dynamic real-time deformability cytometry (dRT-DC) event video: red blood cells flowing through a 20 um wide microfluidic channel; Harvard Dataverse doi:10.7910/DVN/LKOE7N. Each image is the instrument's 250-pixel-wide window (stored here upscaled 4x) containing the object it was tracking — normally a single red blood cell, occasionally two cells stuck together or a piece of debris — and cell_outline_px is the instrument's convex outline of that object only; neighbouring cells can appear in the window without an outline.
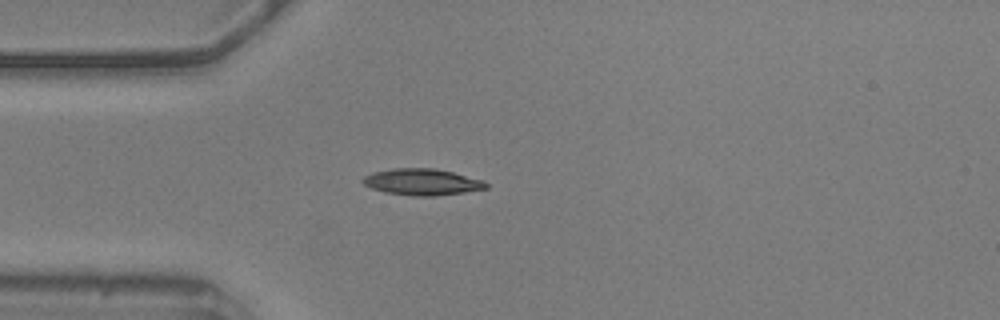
{"species": "common noctule bat (a hibernating species)", "species_latin": "Nyctalus noctula", "temperature_condition": "warm", "stored_images_in_passage": 3, "camera_frame_rate_fps": 3000, "um_per_image_px": 0.085, "animal": {"sex": "male", "body_mass_g": 20.5, "forearm_length_mm": 52.5}, "frame": {"image": 1, "passage_image": 1, "time_ms": 0.0, "image_size_px": [1000, 320], "cell_outline_px": [[488, 188], [464, 192], [436, 196], [412, 196], [384, 192], [372, 188], [364, 184], [360, 180], [364, 176], [372, 172], [392, 168], [432, 168], [452, 172], [484, 180], [488, 184]], "centroid_in_image_um": [35.86, 15.47], "position_along_channel_um": 49.1, "area_um2": 19.07}}